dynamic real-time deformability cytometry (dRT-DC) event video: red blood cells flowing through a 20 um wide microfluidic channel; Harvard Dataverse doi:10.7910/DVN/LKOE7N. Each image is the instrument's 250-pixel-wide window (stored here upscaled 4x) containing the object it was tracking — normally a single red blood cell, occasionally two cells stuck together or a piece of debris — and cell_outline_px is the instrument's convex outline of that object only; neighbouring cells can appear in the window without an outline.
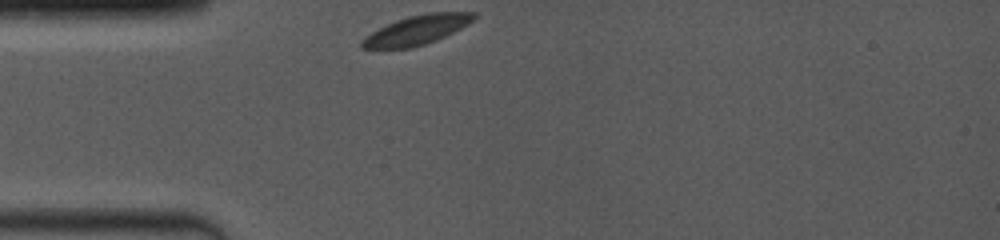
{"species": "common noctule bat (a hibernating species)", "species_latin": "Nyctalus noctula", "temperature_condition": "room temperature", "stored_images_in_passage": 5, "camera_frame_rate_fps": 4000, "um_per_image_px": 0.085, "animal": {"sex": "female", "body_mass_g": 19.0, "forearm_length_mm": 53.3}, "frame": {"image": 1, "passage_image": 1, "time_ms": 0.0, "image_size_px": [1000, 240], "cell_outline_px": [[476, 16], [468, 24], [436, 40], [412, 48], [360, 48], [360, 40], [364, 36], [396, 20], [408, 16], [428, 12], [476, 12]], "centroid_in_image_um": [35.4, 2.55], "position_along_channel_um": 49.6, "area_um2": 18.9}}
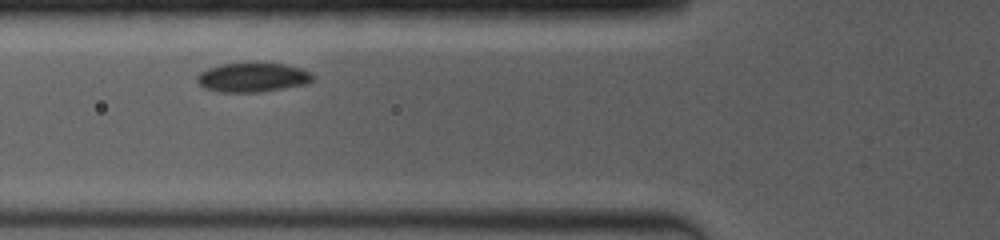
{"frame": {"image": 2, "passage_image": 3, "time_ms": 1.75, "image_size_px": [1000, 240], "cell_outline_px": [[316, 76], [308, 84], [260, 92], [220, 92], [204, 88], [196, 80], [196, 76], [200, 72], [208, 68], [224, 64], [256, 60], [284, 64], [300, 68]], "centroid_in_image_um": [21.48, 6.54], "position_along_channel_um": 104.3, "area_um2": 20.35}}
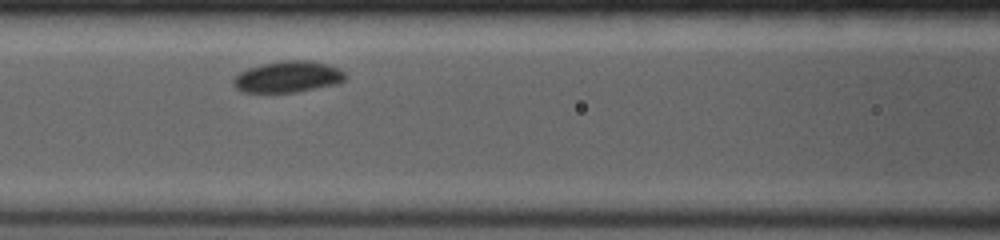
{"frame": {"image": 3, "passage_image": 4, "time_ms": 2.75, "image_size_px": [1000, 240], "cell_outline_px": [[344, 80], [336, 84], [296, 92], [244, 92], [236, 88], [232, 84], [232, 80], [240, 72], [248, 68], [264, 64], [284, 60], [304, 60], [328, 64], [340, 68], [344, 72]], "centroid_in_image_um": [24.46, 6.53], "position_along_channel_um": 142.1, "area_um2": 20.23}}